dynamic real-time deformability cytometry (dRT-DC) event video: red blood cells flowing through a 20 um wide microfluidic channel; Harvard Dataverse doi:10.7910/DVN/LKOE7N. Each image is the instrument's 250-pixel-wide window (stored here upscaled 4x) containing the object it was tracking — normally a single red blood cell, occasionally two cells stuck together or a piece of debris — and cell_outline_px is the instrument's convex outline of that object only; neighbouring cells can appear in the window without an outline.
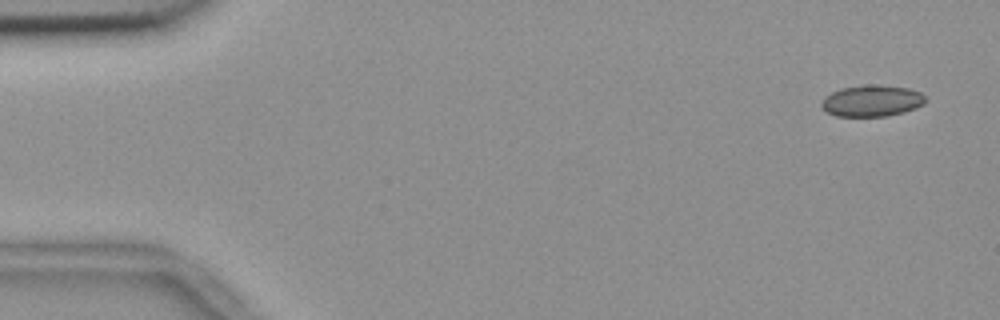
{"species": "common noctule bat (a hibernating species)", "species_latin": "Nyctalus noctula", "temperature_condition": "room temperature", "stored_images_in_passage": 53, "camera_frame_rate_fps": 3000, "um_per_image_px": 0.085, "animal": {"sex": "female", "body_mass_g": 18.4}, "frame": {"image": 1, "passage_image": 1, "time_ms": 0.0, "image_size_px": [1000, 320], "cell_outline_px": [[924, 104], [916, 108], [904, 112], [884, 116], [836, 116], [828, 112], [820, 104], [824, 96], [840, 88], [868, 84], [880, 84], [908, 88], [920, 92], [924, 96]], "centroid_in_image_um": [74.1, 8.55], "position_along_channel_um": 10.9, "area_um2": 19.07}}
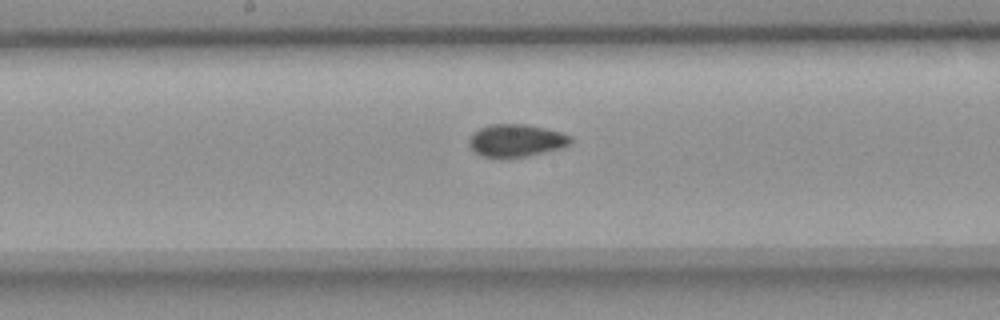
{"frame": {"image": 2, "passage_image": 27, "time_ms": 8.667, "image_size_px": [1000, 320], "cell_outline_px": [[572, 140], [568, 144], [560, 148], [524, 156], [480, 156], [468, 144], [468, 140], [472, 132], [488, 124], [524, 124], [544, 128], [560, 132], [572, 136]], "centroid_in_image_um": [43.83, 11.91], "position_along_channel_um": 204.4, "area_um2": 18.84}}
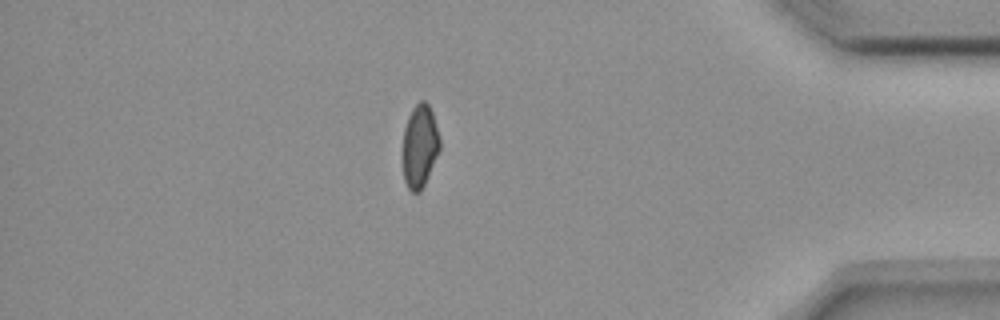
{"frame": {"image": 3, "passage_image": 46, "time_ms": 15.0, "image_size_px": [1000, 320], "cell_outline_px": [[440, 148], [428, 176], [420, 192], [412, 192], [408, 188], [404, 180], [404, 128], [408, 116], [412, 108], [420, 100], [424, 100], [428, 104], [432, 112], [440, 140]], "centroid_in_image_um": [35.68, 12.4], "position_along_channel_um": 399.5, "area_um2": 17.57}, "authors_computed_cell_mechanics": {"area_um2": 19.074, "velocity_mm_per_s": 3.6633, "shape_relaxation_time_tau1_ms": null, "shape_relaxation_time_tau2_ms": 3.4702, "deformation_change_tau1": null, "deformation_change_tau2": 0.0574}}